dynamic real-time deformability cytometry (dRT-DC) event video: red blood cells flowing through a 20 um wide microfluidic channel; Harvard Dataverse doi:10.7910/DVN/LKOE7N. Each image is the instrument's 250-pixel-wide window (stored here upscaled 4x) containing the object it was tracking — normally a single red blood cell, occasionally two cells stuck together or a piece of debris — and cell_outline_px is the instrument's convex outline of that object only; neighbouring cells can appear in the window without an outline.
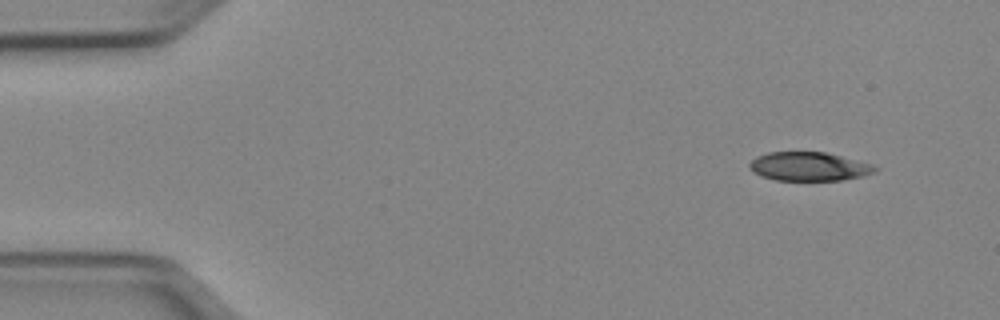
{"species": "Egyptian fruit bat (a non-hibernating species)", "species_latin": "Rousettus aegyptiacus", "temperature_condition": "cold", "stored_images_in_passage": 47, "camera_frame_rate_fps": 3000, "um_per_image_px": 0.085, "animal": {"sex": "female"}, "frame": {"image": 1, "passage_image": 1, "time_ms": 0.0, "image_size_px": [1000, 320], "cell_outline_px": [[880, 168], [876, 172], [864, 176], [844, 180], [776, 180], [760, 176], [752, 172], [748, 164], [756, 156], [768, 152], [824, 152], [872, 164]], "centroid_in_image_um": [68.76, 14.16], "position_along_channel_um": 16.2, "area_um2": 21.15}}
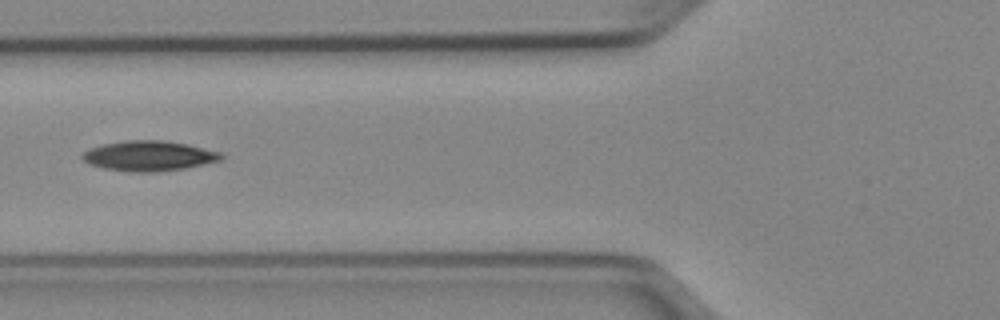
{"frame": {"image": 2, "passage_image": 16, "time_ms": 5.0, "image_size_px": [1000, 320], "cell_outline_px": [[224, 156], [220, 160], [204, 164], [184, 168], [156, 172], [132, 172], [104, 168], [88, 164], [80, 156], [88, 148], [104, 144], [128, 140], [164, 140], [188, 144], [220, 152]], "centroid_in_image_um": [12.64, 13.25], "position_along_channel_um": 113.2, "area_um2": 24.33}}
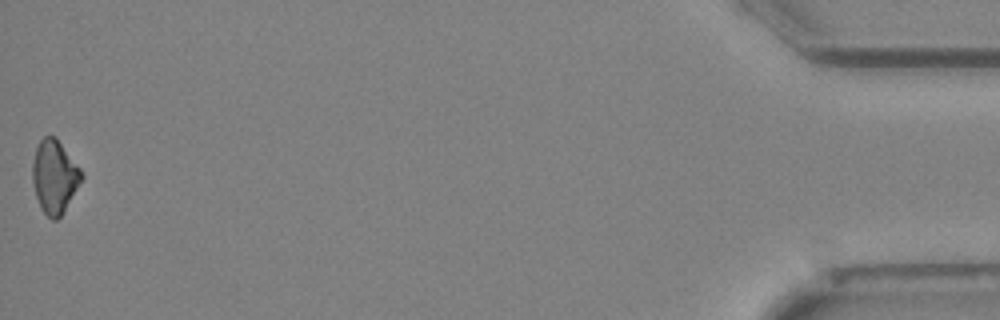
{"frame": {"image": 3, "passage_image": 47, "time_ms": 15.333, "image_size_px": [1000, 320], "cell_outline_px": [[84, 176], [60, 216], [56, 220], [52, 220], [40, 208], [36, 196], [32, 180], [32, 164], [36, 148], [40, 140], [44, 136], [56, 136], [84, 172]], "centroid_in_image_um": [4.63, 14.98], "position_along_channel_um": 430.6, "area_um2": 20.87}, "authors_computed_cell_mechanics": {"area_um2": 22.5998, "velocity_mm_per_s": 3.9904, "shape_relaxation_time_tau1_ms": 3.7982, "shape_relaxation_time_tau2_ms": null, "deformation_change_tau1": 0.1085, "deformation_change_tau2": null}}